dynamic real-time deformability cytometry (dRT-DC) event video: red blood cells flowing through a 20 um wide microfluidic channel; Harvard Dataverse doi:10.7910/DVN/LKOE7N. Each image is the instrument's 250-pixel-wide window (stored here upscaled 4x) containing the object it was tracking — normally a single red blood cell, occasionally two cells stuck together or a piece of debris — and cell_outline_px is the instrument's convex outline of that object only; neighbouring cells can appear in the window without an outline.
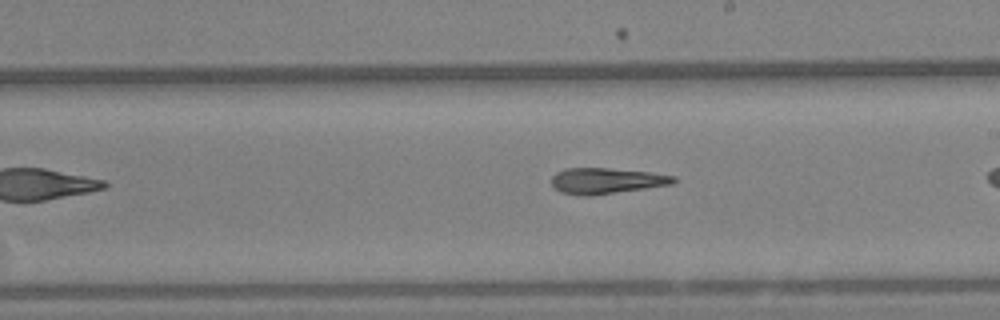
{"species": "Egyptian fruit bat (a non-hibernating species)", "species_latin": "Rousettus aegyptiacus", "temperature_condition": "warm", "stored_images_in_passage": 31, "camera_frame_rate_fps": 3000, "um_per_image_px": 0.085, "animal": {"sex": "female"}, "frame": {"image": 1, "passage_image": 18, "time_ms": 5.667, "image_size_px": [1000, 320], "cell_outline_px": [[676, 180], [672, 184], [588, 196], [580, 196], [560, 192], [552, 184], [552, 176], [556, 172], [564, 168], [608, 168], [648, 172], [676, 176]], "centroid_in_image_um": [51.5, 15.36], "position_along_channel_um": 237.5, "area_um2": 18.21}}
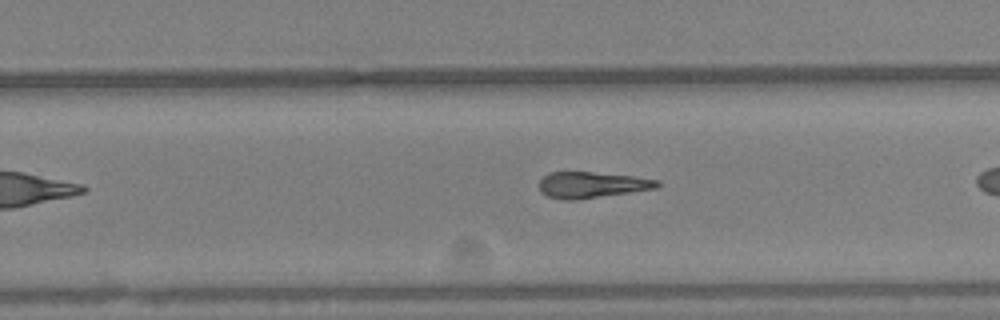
{"frame": {"image": 2, "passage_image": 22, "time_ms": 7.0, "image_size_px": [1000, 320], "cell_outline_px": [[660, 184], [656, 188], [576, 200], [564, 200], [548, 196], [540, 192], [536, 184], [548, 172], [592, 172], [632, 176], [660, 180]], "centroid_in_image_um": [50.24, 15.71], "position_along_channel_um": 279.6, "area_um2": 17.98}}